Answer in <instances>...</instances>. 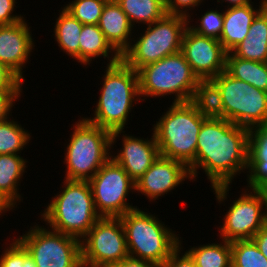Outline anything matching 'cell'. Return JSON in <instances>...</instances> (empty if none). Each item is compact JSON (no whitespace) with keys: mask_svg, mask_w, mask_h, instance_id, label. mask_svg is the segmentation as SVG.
Masks as SVG:
<instances>
[{"mask_svg":"<svg viewBox=\"0 0 267 267\" xmlns=\"http://www.w3.org/2000/svg\"><path fill=\"white\" fill-rule=\"evenodd\" d=\"M249 128L224 118H207L200 129L195 160L188 166L192 180L202 168L218 203L224 202L234 176L248 167Z\"/></svg>","mask_w":267,"mask_h":267,"instance_id":"1","label":"cell"},{"mask_svg":"<svg viewBox=\"0 0 267 267\" xmlns=\"http://www.w3.org/2000/svg\"><path fill=\"white\" fill-rule=\"evenodd\" d=\"M102 88L94 112V117L85 118L89 122L109 130L111 149L116 139L125 131L129 113L134 102H140L138 73L122 59L106 66ZM137 97V98H136ZM139 100V101H138Z\"/></svg>","mask_w":267,"mask_h":267,"instance_id":"2","label":"cell"},{"mask_svg":"<svg viewBox=\"0 0 267 267\" xmlns=\"http://www.w3.org/2000/svg\"><path fill=\"white\" fill-rule=\"evenodd\" d=\"M64 186L41 213L54 231L82 240L101 217L94 205L88 181L64 179Z\"/></svg>","mask_w":267,"mask_h":267,"instance_id":"3","label":"cell"},{"mask_svg":"<svg viewBox=\"0 0 267 267\" xmlns=\"http://www.w3.org/2000/svg\"><path fill=\"white\" fill-rule=\"evenodd\" d=\"M206 119L190 101L172 102L152 128L160 155L188 167L195 160L198 134Z\"/></svg>","mask_w":267,"mask_h":267,"instance_id":"4","label":"cell"},{"mask_svg":"<svg viewBox=\"0 0 267 267\" xmlns=\"http://www.w3.org/2000/svg\"><path fill=\"white\" fill-rule=\"evenodd\" d=\"M129 256L163 265L180 245L179 234L139 208L120 216Z\"/></svg>","mask_w":267,"mask_h":267,"instance_id":"5","label":"cell"},{"mask_svg":"<svg viewBox=\"0 0 267 267\" xmlns=\"http://www.w3.org/2000/svg\"><path fill=\"white\" fill-rule=\"evenodd\" d=\"M64 153L65 179L89 181L111 158V132L85 119L75 122Z\"/></svg>","mask_w":267,"mask_h":267,"instance_id":"6","label":"cell"},{"mask_svg":"<svg viewBox=\"0 0 267 267\" xmlns=\"http://www.w3.org/2000/svg\"><path fill=\"white\" fill-rule=\"evenodd\" d=\"M140 97H164L175 94L174 103L191 101L198 77L180 51L148 64L138 71Z\"/></svg>","mask_w":267,"mask_h":267,"instance_id":"7","label":"cell"},{"mask_svg":"<svg viewBox=\"0 0 267 267\" xmlns=\"http://www.w3.org/2000/svg\"><path fill=\"white\" fill-rule=\"evenodd\" d=\"M188 18L166 14L162 19L147 25L141 37L132 40L121 59L135 71L181 51L182 39L188 28Z\"/></svg>","mask_w":267,"mask_h":267,"instance_id":"8","label":"cell"},{"mask_svg":"<svg viewBox=\"0 0 267 267\" xmlns=\"http://www.w3.org/2000/svg\"><path fill=\"white\" fill-rule=\"evenodd\" d=\"M222 95L224 119L233 124L252 128L267 124V92L226 71L212 78Z\"/></svg>","mask_w":267,"mask_h":267,"instance_id":"9","label":"cell"},{"mask_svg":"<svg viewBox=\"0 0 267 267\" xmlns=\"http://www.w3.org/2000/svg\"><path fill=\"white\" fill-rule=\"evenodd\" d=\"M17 240L28 251L36 267H83L81 241L75 237L36 223Z\"/></svg>","mask_w":267,"mask_h":267,"instance_id":"10","label":"cell"},{"mask_svg":"<svg viewBox=\"0 0 267 267\" xmlns=\"http://www.w3.org/2000/svg\"><path fill=\"white\" fill-rule=\"evenodd\" d=\"M83 267H112L129 255L120 217H100L81 240Z\"/></svg>","mask_w":267,"mask_h":267,"instance_id":"11","label":"cell"},{"mask_svg":"<svg viewBox=\"0 0 267 267\" xmlns=\"http://www.w3.org/2000/svg\"><path fill=\"white\" fill-rule=\"evenodd\" d=\"M88 182L95 209L101 217H120L137 208L126 199L129 192H136V184L112 158Z\"/></svg>","mask_w":267,"mask_h":267,"instance_id":"12","label":"cell"},{"mask_svg":"<svg viewBox=\"0 0 267 267\" xmlns=\"http://www.w3.org/2000/svg\"><path fill=\"white\" fill-rule=\"evenodd\" d=\"M242 192L228 207L218 230L220 238L228 242L252 239L267 224L266 199L255 189Z\"/></svg>","mask_w":267,"mask_h":267,"instance_id":"13","label":"cell"},{"mask_svg":"<svg viewBox=\"0 0 267 267\" xmlns=\"http://www.w3.org/2000/svg\"><path fill=\"white\" fill-rule=\"evenodd\" d=\"M181 52L198 79H212L225 71L228 52L216 38L198 35L187 28Z\"/></svg>","mask_w":267,"mask_h":267,"instance_id":"14","label":"cell"},{"mask_svg":"<svg viewBox=\"0 0 267 267\" xmlns=\"http://www.w3.org/2000/svg\"><path fill=\"white\" fill-rule=\"evenodd\" d=\"M185 179L192 180L189 169L184 163L159 155L151 167L135 182V191L146 195L149 201L158 200L182 184Z\"/></svg>","mask_w":267,"mask_h":267,"instance_id":"15","label":"cell"},{"mask_svg":"<svg viewBox=\"0 0 267 267\" xmlns=\"http://www.w3.org/2000/svg\"><path fill=\"white\" fill-rule=\"evenodd\" d=\"M32 37L26 19L0 26V63L6 65L22 81L25 79L23 68L35 47Z\"/></svg>","mask_w":267,"mask_h":267,"instance_id":"16","label":"cell"},{"mask_svg":"<svg viewBox=\"0 0 267 267\" xmlns=\"http://www.w3.org/2000/svg\"><path fill=\"white\" fill-rule=\"evenodd\" d=\"M122 135L123 146L118 149L117 155H111V158L136 182L160 155L159 147L154 132L149 140L125 133Z\"/></svg>","mask_w":267,"mask_h":267,"instance_id":"17","label":"cell"},{"mask_svg":"<svg viewBox=\"0 0 267 267\" xmlns=\"http://www.w3.org/2000/svg\"><path fill=\"white\" fill-rule=\"evenodd\" d=\"M98 27L106 40L120 55L130 47L134 39L132 36L134 28L115 0H109L105 4Z\"/></svg>","mask_w":267,"mask_h":267,"instance_id":"18","label":"cell"},{"mask_svg":"<svg viewBox=\"0 0 267 267\" xmlns=\"http://www.w3.org/2000/svg\"><path fill=\"white\" fill-rule=\"evenodd\" d=\"M259 3V9L250 3L224 10L223 29L219 41L227 52H231L247 36L254 18L267 5V0H261Z\"/></svg>","mask_w":267,"mask_h":267,"instance_id":"19","label":"cell"},{"mask_svg":"<svg viewBox=\"0 0 267 267\" xmlns=\"http://www.w3.org/2000/svg\"><path fill=\"white\" fill-rule=\"evenodd\" d=\"M247 187L255 189L267 178V124L249 128Z\"/></svg>","mask_w":267,"mask_h":267,"instance_id":"20","label":"cell"},{"mask_svg":"<svg viewBox=\"0 0 267 267\" xmlns=\"http://www.w3.org/2000/svg\"><path fill=\"white\" fill-rule=\"evenodd\" d=\"M231 52L241 59L266 62L267 5L254 18L247 36Z\"/></svg>","mask_w":267,"mask_h":267,"instance_id":"21","label":"cell"},{"mask_svg":"<svg viewBox=\"0 0 267 267\" xmlns=\"http://www.w3.org/2000/svg\"><path fill=\"white\" fill-rule=\"evenodd\" d=\"M101 56L109 60L106 65L121 60V55L106 40L98 25H83L79 38V63L87 66V64L90 65L92 59Z\"/></svg>","mask_w":267,"mask_h":267,"instance_id":"22","label":"cell"},{"mask_svg":"<svg viewBox=\"0 0 267 267\" xmlns=\"http://www.w3.org/2000/svg\"><path fill=\"white\" fill-rule=\"evenodd\" d=\"M19 154H0V191L15 204L20 202L19 181L26 171V161Z\"/></svg>","mask_w":267,"mask_h":267,"instance_id":"23","label":"cell"},{"mask_svg":"<svg viewBox=\"0 0 267 267\" xmlns=\"http://www.w3.org/2000/svg\"><path fill=\"white\" fill-rule=\"evenodd\" d=\"M225 71L232 77L267 92L266 63L241 59L228 52Z\"/></svg>","mask_w":267,"mask_h":267,"instance_id":"24","label":"cell"},{"mask_svg":"<svg viewBox=\"0 0 267 267\" xmlns=\"http://www.w3.org/2000/svg\"><path fill=\"white\" fill-rule=\"evenodd\" d=\"M205 118H224L222 95L212 79H199L190 101Z\"/></svg>","mask_w":267,"mask_h":267,"instance_id":"25","label":"cell"},{"mask_svg":"<svg viewBox=\"0 0 267 267\" xmlns=\"http://www.w3.org/2000/svg\"><path fill=\"white\" fill-rule=\"evenodd\" d=\"M83 24L64 7L54 25L55 41L66 55L79 62V38Z\"/></svg>","mask_w":267,"mask_h":267,"instance_id":"26","label":"cell"},{"mask_svg":"<svg viewBox=\"0 0 267 267\" xmlns=\"http://www.w3.org/2000/svg\"><path fill=\"white\" fill-rule=\"evenodd\" d=\"M127 15L131 25L136 23L152 24L167 13L165 0H115Z\"/></svg>","mask_w":267,"mask_h":267,"instance_id":"27","label":"cell"},{"mask_svg":"<svg viewBox=\"0 0 267 267\" xmlns=\"http://www.w3.org/2000/svg\"><path fill=\"white\" fill-rule=\"evenodd\" d=\"M193 258L196 267H231V242L193 246L186 250Z\"/></svg>","mask_w":267,"mask_h":267,"instance_id":"28","label":"cell"},{"mask_svg":"<svg viewBox=\"0 0 267 267\" xmlns=\"http://www.w3.org/2000/svg\"><path fill=\"white\" fill-rule=\"evenodd\" d=\"M9 119L0 121V154H20L31 135L17 121Z\"/></svg>","mask_w":267,"mask_h":267,"instance_id":"29","label":"cell"},{"mask_svg":"<svg viewBox=\"0 0 267 267\" xmlns=\"http://www.w3.org/2000/svg\"><path fill=\"white\" fill-rule=\"evenodd\" d=\"M232 267H267V258L252 239L231 242Z\"/></svg>","mask_w":267,"mask_h":267,"instance_id":"30","label":"cell"},{"mask_svg":"<svg viewBox=\"0 0 267 267\" xmlns=\"http://www.w3.org/2000/svg\"><path fill=\"white\" fill-rule=\"evenodd\" d=\"M109 0H72L64 8L83 25H98L105 4Z\"/></svg>","mask_w":267,"mask_h":267,"instance_id":"31","label":"cell"},{"mask_svg":"<svg viewBox=\"0 0 267 267\" xmlns=\"http://www.w3.org/2000/svg\"><path fill=\"white\" fill-rule=\"evenodd\" d=\"M222 11L223 12H219L217 8L216 10L208 9V11L199 18L200 23L196 25L197 27L195 25L191 26L190 24L188 25V28L198 35L212 37L219 40L224 21V10Z\"/></svg>","mask_w":267,"mask_h":267,"instance_id":"32","label":"cell"},{"mask_svg":"<svg viewBox=\"0 0 267 267\" xmlns=\"http://www.w3.org/2000/svg\"><path fill=\"white\" fill-rule=\"evenodd\" d=\"M12 240L0 255V267H36L25 247L17 239Z\"/></svg>","mask_w":267,"mask_h":267,"instance_id":"33","label":"cell"},{"mask_svg":"<svg viewBox=\"0 0 267 267\" xmlns=\"http://www.w3.org/2000/svg\"><path fill=\"white\" fill-rule=\"evenodd\" d=\"M204 0H165L166 13L170 15H180L188 18L190 24L191 15L189 10L199 7Z\"/></svg>","mask_w":267,"mask_h":267,"instance_id":"34","label":"cell"},{"mask_svg":"<svg viewBox=\"0 0 267 267\" xmlns=\"http://www.w3.org/2000/svg\"><path fill=\"white\" fill-rule=\"evenodd\" d=\"M23 83L13 71L0 63V92H22Z\"/></svg>","mask_w":267,"mask_h":267,"instance_id":"35","label":"cell"},{"mask_svg":"<svg viewBox=\"0 0 267 267\" xmlns=\"http://www.w3.org/2000/svg\"><path fill=\"white\" fill-rule=\"evenodd\" d=\"M16 0H0V26L15 24L24 19L21 15H13Z\"/></svg>","mask_w":267,"mask_h":267,"instance_id":"36","label":"cell"},{"mask_svg":"<svg viewBox=\"0 0 267 267\" xmlns=\"http://www.w3.org/2000/svg\"><path fill=\"white\" fill-rule=\"evenodd\" d=\"M181 243L180 239V245L171 253L163 267H196L193 258L187 251L180 255V250L183 249Z\"/></svg>","mask_w":267,"mask_h":267,"instance_id":"37","label":"cell"},{"mask_svg":"<svg viewBox=\"0 0 267 267\" xmlns=\"http://www.w3.org/2000/svg\"><path fill=\"white\" fill-rule=\"evenodd\" d=\"M22 92H0V121L11 116L15 101L21 96ZM11 113V114H10Z\"/></svg>","mask_w":267,"mask_h":267,"instance_id":"38","label":"cell"},{"mask_svg":"<svg viewBox=\"0 0 267 267\" xmlns=\"http://www.w3.org/2000/svg\"><path fill=\"white\" fill-rule=\"evenodd\" d=\"M112 267H163V265L141 260L128 255L126 258L114 264Z\"/></svg>","mask_w":267,"mask_h":267,"instance_id":"39","label":"cell"},{"mask_svg":"<svg viewBox=\"0 0 267 267\" xmlns=\"http://www.w3.org/2000/svg\"><path fill=\"white\" fill-rule=\"evenodd\" d=\"M261 253L267 258V224L263 226L252 238Z\"/></svg>","mask_w":267,"mask_h":267,"instance_id":"40","label":"cell"},{"mask_svg":"<svg viewBox=\"0 0 267 267\" xmlns=\"http://www.w3.org/2000/svg\"><path fill=\"white\" fill-rule=\"evenodd\" d=\"M15 205L16 204L8 196L0 191V215L8 210L12 211Z\"/></svg>","mask_w":267,"mask_h":267,"instance_id":"41","label":"cell"},{"mask_svg":"<svg viewBox=\"0 0 267 267\" xmlns=\"http://www.w3.org/2000/svg\"><path fill=\"white\" fill-rule=\"evenodd\" d=\"M223 3L225 1V3H229L227 5V8L229 7H237V6H245L248 5L250 3H253L252 0H217V3L219 2L221 4V2Z\"/></svg>","mask_w":267,"mask_h":267,"instance_id":"42","label":"cell"},{"mask_svg":"<svg viewBox=\"0 0 267 267\" xmlns=\"http://www.w3.org/2000/svg\"><path fill=\"white\" fill-rule=\"evenodd\" d=\"M255 190L264 198H267V178L263 180Z\"/></svg>","mask_w":267,"mask_h":267,"instance_id":"43","label":"cell"}]
</instances>
